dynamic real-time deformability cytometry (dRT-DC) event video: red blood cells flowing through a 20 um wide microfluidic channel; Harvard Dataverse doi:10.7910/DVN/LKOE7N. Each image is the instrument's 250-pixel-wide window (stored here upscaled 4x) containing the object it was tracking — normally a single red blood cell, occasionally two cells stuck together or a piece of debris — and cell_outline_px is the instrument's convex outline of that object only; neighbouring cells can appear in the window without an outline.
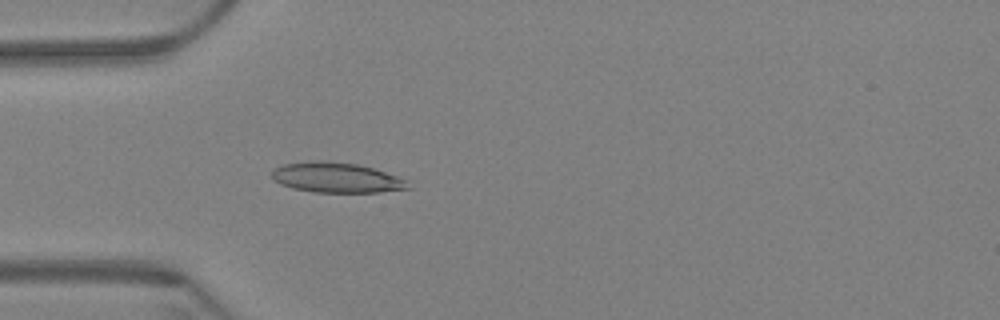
{"species": "Egyptian fruit bat (a non-hibernating species)", "species_latin": "Rousettus aegyptiacus", "temperature_condition": "warm", "stored_images_in_passage": 47, "camera_frame_rate_fps": 3000, "um_per_image_px": 0.085, "animal": {"sex": "female"}, "frame": {"image": 1, "passage_image": 4, "time_ms": 1.0, "image_size_px": [1000, 320], "cell_outline_px": [[412, 188], [380, 192], [312, 192], [292, 188], [280, 184], [272, 176], [272, 172], [276, 168], [284, 164], [312, 160], [356, 164], [372, 168], [408, 180]], "centroid_in_image_um": [28.62, 15.11], "position_along_channel_um": 56.4, "area_um2": 23.7}}
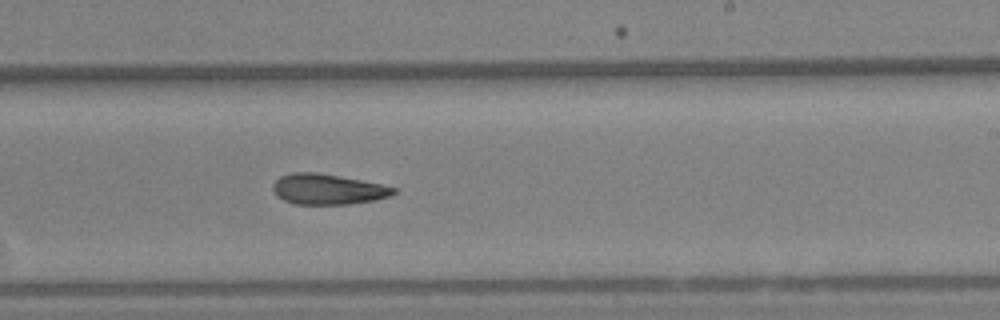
{"frame": {"image": 2, "passage_image": 23, "time_ms": 7.333, "image_size_px": [1000, 320], "cell_outline_px": [[396, 192], [388, 196], [372, 200], [348, 204], [296, 204], [284, 200], [276, 196], [272, 188], [272, 184], [280, 176], [292, 172], [316, 172], [360, 180], [380, 184], [396, 188]], "centroid_in_image_um": [27.8, 16.08], "position_along_channel_um": 261.2, "area_um2": 21.21}}
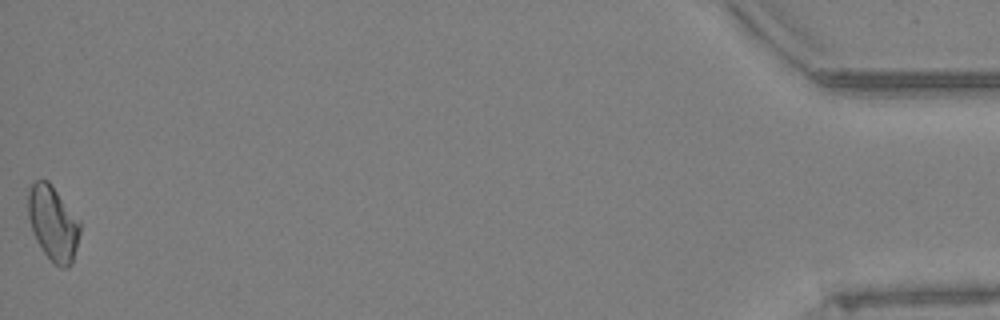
{"frame": {"image": 3, "passage_image": 47, "time_ms": 15.333, "image_size_px": [1000, 320], "cell_outline_px": [[80, 232], [72, 264], [68, 268], [60, 268], [44, 252], [36, 240], [32, 232], [28, 216], [28, 188], [36, 180], [48, 180], [52, 184], [80, 220]], "centroid_in_image_um": [4.51, 18.96], "position_along_channel_um": 430.7, "area_um2": 22.72}, "authors_computed_cell_mechanics": {"area_um2": 21.8484, "velocity_mm_per_s": 3.3242, "shape_relaxation_time_tau1_ms": null, "shape_relaxation_time_tau2_ms": 8.9147, "deformation_change_tau1": null, "deformation_change_tau2": 0.157}}